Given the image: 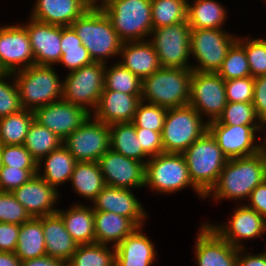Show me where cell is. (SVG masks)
Here are the masks:
<instances>
[{
  "mask_svg": "<svg viewBox=\"0 0 266 266\" xmlns=\"http://www.w3.org/2000/svg\"><path fill=\"white\" fill-rule=\"evenodd\" d=\"M141 101V94L103 89L99 103L91 115L107 125L132 122Z\"/></svg>",
  "mask_w": 266,
  "mask_h": 266,
  "instance_id": "obj_23",
  "label": "cell"
},
{
  "mask_svg": "<svg viewBox=\"0 0 266 266\" xmlns=\"http://www.w3.org/2000/svg\"><path fill=\"white\" fill-rule=\"evenodd\" d=\"M3 166L20 169H37V161L24 145H1Z\"/></svg>",
  "mask_w": 266,
  "mask_h": 266,
  "instance_id": "obj_47",
  "label": "cell"
},
{
  "mask_svg": "<svg viewBox=\"0 0 266 266\" xmlns=\"http://www.w3.org/2000/svg\"><path fill=\"white\" fill-rule=\"evenodd\" d=\"M237 41L244 47L252 77L266 75V37L253 38L238 36Z\"/></svg>",
  "mask_w": 266,
  "mask_h": 266,
  "instance_id": "obj_42",
  "label": "cell"
},
{
  "mask_svg": "<svg viewBox=\"0 0 266 266\" xmlns=\"http://www.w3.org/2000/svg\"><path fill=\"white\" fill-rule=\"evenodd\" d=\"M34 119V111L27 109L0 118V144L23 145Z\"/></svg>",
  "mask_w": 266,
  "mask_h": 266,
  "instance_id": "obj_36",
  "label": "cell"
},
{
  "mask_svg": "<svg viewBox=\"0 0 266 266\" xmlns=\"http://www.w3.org/2000/svg\"><path fill=\"white\" fill-rule=\"evenodd\" d=\"M245 205L266 219V179L252 190Z\"/></svg>",
  "mask_w": 266,
  "mask_h": 266,
  "instance_id": "obj_53",
  "label": "cell"
},
{
  "mask_svg": "<svg viewBox=\"0 0 266 266\" xmlns=\"http://www.w3.org/2000/svg\"><path fill=\"white\" fill-rule=\"evenodd\" d=\"M153 29L187 22L185 0H151Z\"/></svg>",
  "mask_w": 266,
  "mask_h": 266,
  "instance_id": "obj_40",
  "label": "cell"
},
{
  "mask_svg": "<svg viewBox=\"0 0 266 266\" xmlns=\"http://www.w3.org/2000/svg\"><path fill=\"white\" fill-rule=\"evenodd\" d=\"M144 227H137L115 247V266H152L156 262L158 250Z\"/></svg>",
  "mask_w": 266,
  "mask_h": 266,
  "instance_id": "obj_24",
  "label": "cell"
},
{
  "mask_svg": "<svg viewBox=\"0 0 266 266\" xmlns=\"http://www.w3.org/2000/svg\"><path fill=\"white\" fill-rule=\"evenodd\" d=\"M227 102H253L254 77L225 80Z\"/></svg>",
  "mask_w": 266,
  "mask_h": 266,
  "instance_id": "obj_48",
  "label": "cell"
},
{
  "mask_svg": "<svg viewBox=\"0 0 266 266\" xmlns=\"http://www.w3.org/2000/svg\"><path fill=\"white\" fill-rule=\"evenodd\" d=\"M237 266H266V249L259 253H253L248 248H239Z\"/></svg>",
  "mask_w": 266,
  "mask_h": 266,
  "instance_id": "obj_54",
  "label": "cell"
},
{
  "mask_svg": "<svg viewBox=\"0 0 266 266\" xmlns=\"http://www.w3.org/2000/svg\"><path fill=\"white\" fill-rule=\"evenodd\" d=\"M136 136L140 141L143 151L149 157L164 153L161 132H156L148 128H136Z\"/></svg>",
  "mask_w": 266,
  "mask_h": 266,
  "instance_id": "obj_50",
  "label": "cell"
},
{
  "mask_svg": "<svg viewBox=\"0 0 266 266\" xmlns=\"http://www.w3.org/2000/svg\"><path fill=\"white\" fill-rule=\"evenodd\" d=\"M36 173L37 169H20L3 166L0 171V191L12 192L24 183H27Z\"/></svg>",
  "mask_w": 266,
  "mask_h": 266,
  "instance_id": "obj_49",
  "label": "cell"
},
{
  "mask_svg": "<svg viewBox=\"0 0 266 266\" xmlns=\"http://www.w3.org/2000/svg\"><path fill=\"white\" fill-rule=\"evenodd\" d=\"M20 225L0 222V251L14 253L19 237Z\"/></svg>",
  "mask_w": 266,
  "mask_h": 266,
  "instance_id": "obj_52",
  "label": "cell"
},
{
  "mask_svg": "<svg viewBox=\"0 0 266 266\" xmlns=\"http://www.w3.org/2000/svg\"><path fill=\"white\" fill-rule=\"evenodd\" d=\"M77 160L62 144L37 162V175L57 191L70 182ZM60 187V188H58Z\"/></svg>",
  "mask_w": 266,
  "mask_h": 266,
  "instance_id": "obj_28",
  "label": "cell"
},
{
  "mask_svg": "<svg viewBox=\"0 0 266 266\" xmlns=\"http://www.w3.org/2000/svg\"><path fill=\"white\" fill-rule=\"evenodd\" d=\"M115 247L100 243L78 245L66 266H115Z\"/></svg>",
  "mask_w": 266,
  "mask_h": 266,
  "instance_id": "obj_37",
  "label": "cell"
},
{
  "mask_svg": "<svg viewBox=\"0 0 266 266\" xmlns=\"http://www.w3.org/2000/svg\"><path fill=\"white\" fill-rule=\"evenodd\" d=\"M15 255L22 261L47 255L42 217L31 218L20 225Z\"/></svg>",
  "mask_w": 266,
  "mask_h": 266,
  "instance_id": "obj_33",
  "label": "cell"
},
{
  "mask_svg": "<svg viewBox=\"0 0 266 266\" xmlns=\"http://www.w3.org/2000/svg\"><path fill=\"white\" fill-rule=\"evenodd\" d=\"M16 200L27 210L32 218L57 213V204L61 199L60 191L50 186L37 174L12 191Z\"/></svg>",
  "mask_w": 266,
  "mask_h": 266,
  "instance_id": "obj_21",
  "label": "cell"
},
{
  "mask_svg": "<svg viewBox=\"0 0 266 266\" xmlns=\"http://www.w3.org/2000/svg\"><path fill=\"white\" fill-rule=\"evenodd\" d=\"M34 64L26 28L21 23L0 25V72L13 73Z\"/></svg>",
  "mask_w": 266,
  "mask_h": 266,
  "instance_id": "obj_16",
  "label": "cell"
},
{
  "mask_svg": "<svg viewBox=\"0 0 266 266\" xmlns=\"http://www.w3.org/2000/svg\"><path fill=\"white\" fill-rule=\"evenodd\" d=\"M106 64L93 62L67 72L63 78L62 99L84 108L92 114L104 89Z\"/></svg>",
  "mask_w": 266,
  "mask_h": 266,
  "instance_id": "obj_9",
  "label": "cell"
},
{
  "mask_svg": "<svg viewBox=\"0 0 266 266\" xmlns=\"http://www.w3.org/2000/svg\"><path fill=\"white\" fill-rule=\"evenodd\" d=\"M228 13L227 7L217 0L187 2V23L191 29H224Z\"/></svg>",
  "mask_w": 266,
  "mask_h": 266,
  "instance_id": "obj_30",
  "label": "cell"
},
{
  "mask_svg": "<svg viewBox=\"0 0 266 266\" xmlns=\"http://www.w3.org/2000/svg\"><path fill=\"white\" fill-rule=\"evenodd\" d=\"M104 89L125 94H142V80L118 61L106 64Z\"/></svg>",
  "mask_w": 266,
  "mask_h": 266,
  "instance_id": "obj_39",
  "label": "cell"
},
{
  "mask_svg": "<svg viewBox=\"0 0 266 266\" xmlns=\"http://www.w3.org/2000/svg\"><path fill=\"white\" fill-rule=\"evenodd\" d=\"M63 140L35 119L31 124L23 145L38 162L53 150L59 148Z\"/></svg>",
  "mask_w": 266,
  "mask_h": 266,
  "instance_id": "obj_38",
  "label": "cell"
},
{
  "mask_svg": "<svg viewBox=\"0 0 266 266\" xmlns=\"http://www.w3.org/2000/svg\"><path fill=\"white\" fill-rule=\"evenodd\" d=\"M95 243L116 247L137 226L124 216L104 211H94Z\"/></svg>",
  "mask_w": 266,
  "mask_h": 266,
  "instance_id": "obj_31",
  "label": "cell"
},
{
  "mask_svg": "<svg viewBox=\"0 0 266 266\" xmlns=\"http://www.w3.org/2000/svg\"><path fill=\"white\" fill-rule=\"evenodd\" d=\"M21 24L29 35L36 65L55 66L61 58V26L36 21L29 16Z\"/></svg>",
  "mask_w": 266,
  "mask_h": 266,
  "instance_id": "obj_22",
  "label": "cell"
},
{
  "mask_svg": "<svg viewBox=\"0 0 266 266\" xmlns=\"http://www.w3.org/2000/svg\"><path fill=\"white\" fill-rule=\"evenodd\" d=\"M2 167H3V163H2V157H1V144H0V171Z\"/></svg>",
  "mask_w": 266,
  "mask_h": 266,
  "instance_id": "obj_59",
  "label": "cell"
},
{
  "mask_svg": "<svg viewBox=\"0 0 266 266\" xmlns=\"http://www.w3.org/2000/svg\"><path fill=\"white\" fill-rule=\"evenodd\" d=\"M32 217L12 192L0 191V222L22 225Z\"/></svg>",
  "mask_w": 266,
  "mask_h": 266,
  "instance_id": "obj_46",
  "label": "cell"
},
{
  "mask_svg": "<svg viewBox=\"0 0 266 266\" xmlns=\"http://www.w3.org/2000/svg\"><path fill=\"white\" fill-rule=\"evenodd\" d=\"M71 27L88 50L93 62L107 64L112 58L118 61L123 41L100 7H90Z\"/></svg>",
  "mask_w": 266,
  "mask_h": 266,
  "instance_id": "obj_2",
  "label": "cell"
},
{
  "mask_svg": "<svg viewBox=\"0 0 266 266\" xmlns=\"http://www.w3.org/2000/svg\"><path fill=\"white\" fill-rule=\"evenodd\" d=\"M217 121L224 125H263L252 102H227Z\"/></svg>",
  "mask_w": 266,
  "mask_h": 266,
  "instance_id": "obj_43",
  "label": "cell"
},
{
  "mask_svg": "<svg viewBox=\"0 0 266 266\" xmlns=\"http://www.w3.org/2000/svg\"><path fill=\"white\" fill-rule=\"evenodd\" d=\"M167 110L156 104L141 101L132 123L135 128H148L156 132H162Z\"/></svg>",
  "mask_w": 266,
  "mask_h": 266,
  "instance_id": "obj_45",
  "label": "cell"
},
{
  "mask_svg": "<svg viewBox=\"0 0 266 266\" xmlns=\"http://www.w3.org/2000/svg\"><path fill=\"white\" fill-rule=\"evenodd\" d=\"M196 233L194 264L197 266H237L238 249L224 240L206 220Z\"/></svg>",
  "mask_w": 266,
  "mask_h": 266,
  "instance_id": "obj_18",
  "label": "cell"
},
{
  "mask_svg": "<svg viewBox=\"0 0 266 266\" xmlns=\"http://www.w3.org/2000/svg\"><path fill=\"white\" fill-rule=\"evenodd\" d=\"M264 125H224L208 122V131L228 159L247 157L262 151ZM259 133V134H258Z\"/></svg>",
  "mask_w": 266,
  "mask_h": 266,
  "instance_id": "obj_13",
  "label": "cell"
},
{
  "mask_svg": "<svg viewBox=\"0 0 266 266\" xmlns=\"http://www.w3.org/2000/svg\"><path fill=\"white\" fill-rule=\"evenodd\" d=\"M91 7H100L107 0H85Z\"/></svg>",
  "mask_w": 266,
  "mask_h": 266,
  "instance_id": "obj_57",
  "label": "cell"
},
{
  "mask_svg": "<svg viewBox=\"0 0 266 266\" xmlns=\"http://www.w3.org/2000/svg\"><path fill=\"white\" fill-rule=\"evenodd\" d=\"M63 145L77 162H98L110 149L109 125L90 115L78 129L63 140Z\"/></svg>",
  "mask_w": 266,
  "mask_h": 266,
  "instance_id": "obj_14",
  "label": "cell"
},
{
  "mask_svg": "<svg viewBox=\"0 0 266 266\" xmlns=\"http://www.w3.org/2000/svg\"><path fill=\"white\" fill-rule=\"evenodd\" d=\"M188 105L207 123L217 120L227 105L225 80L216 72L192 71Z\"/></svg>",
  "mask_w": 266,
  "mask_h": 266,
  "instance_id": "obj_12",
  "label": "cell"
},
{
  "mask_svg": "<svg viewBox=\"0 0 266 266\" xmlns=\"http://www.w3.org/2000/svg\"><path fill=\"white\" fill-rule=\"evenodd\" d=\"M60 47L62 54L57 66H63L68 72L93 63L88 50L71 26H61Z\"/></svg>",
  "mask_w": 266,
  "mask_h": 266,
  "instance_id": "obj_35",
  "label": "cell"
},
{
  "mask_svg": "<svg viewBox=\"0 0 266 266\" xmlns=\"http://www.w3.org/2000/svg\"><path fill=\"white\" fill-rule=\"evenodd\" d=\"M109 129L110 149L125 157L147 163L150 157L143 151L132 122L114 123L109 125Z\"/></svg>",
  "mask_w": 266,
  "mask_h": 266,
  "instance_id": "obj_34",
  "label": "cell"
},
{
  "mask_svg": "<svg viewBox=\"0 0 266 266\" xmlns=\"http://www.w3.org/2000/svg\"><path fill=\"white\" fill-rule=\"evenodd\" d=\"M21 266H66V262L48 255L21 262Z\"/></svg>",
  "mask_w": 266,
  "mask_h": 266,
  "instance_id": "obj_55",
  "label": "cell"
},
{
  "mask_svg": "<svg viewBox=\"0 0 266 266\" xmlns=\"http://www.w3.org/2000/svg\"><path fill=\"white\" fill-rule=\"evenodd\" d=\"M182 154L192 183L206 196L216 185L228 158L208 130Z\"/></svg>",
  "mask_w": 266,
  "mask_h": 266,
  "instance_id": "obj_6",
  "label": "cell"
},
{
  "mask_svg": "<svg viewBox=\"0 0 266 266\" xmlns=\"http://www.w3.org/2000/svg\"><path fill=\"white\" fill-rule=\"evenodd\" d=\"M105 184L124 189L144 188L145 164L109 149L98 160Z\"/></svg>",
  "mask_w": 266,
  "mask_h": 266,
  "instance_id": "obj_17",
  "label": "cell"
},
{
  "mask_svg": "<svg viewBox=\"0 0 266 266\" xmlns=\"http://www.w3.org/2000/svg\"><path fill=\"white\" fill-rule=\"evenodd\" d=\"M118 62L141 80L161 68L158 55L149 40L123 42Z\"/></svg>",
  "mask_w": 266,
  "mask_h": 266,
  "instance_id": "obj_26",
  "label": "cell"
},
{
  "mask_svg": "<svg viewBox=\"0 0 266 266\" xmlns=\"http://www.w3.org/2000/svg\"><path fill=\"white\" fill-rule=\"evenodd\" d=\"M237 37L225 29H191L190 48L191 58L194 59L191 69L217 72Z\"/></svg>",
  "mask_w": 266,
  "mask_h": 266,
  "instance_id": "obj_10",
  "label": "cell"
},
{
  "mask_svg": "<svg viewBox=\"0 0 266 266\" xmlns=\"http://www.w3.org/2000/svg\"><path fill=\"white\" fill-rule=\"evenodd\" d=\"M216 73L224 80L251 76L245 49L237 40L229 48L226 58Z\"/></svg>",
  "mask_w": 266,
  "mask_h": 266,
  "instance_id": "obj_41",
  "label": "cell"
},
{
  "mask_svg": "<svg viewBox=\"0 0 266 266\" xmlns=\"http://www.w3.org/2000/svg\"><path fill=\"white\" fill-rule=\"evenodd\" d=\"M100 8L123 42L150 38L153 30L151 0H107Z\"/></svg>",
  "mask_w": 266,
  "mask_h": 266,
  "instance_id": "obj_7",
  "label": "cell"
},
{
  "mask_svg": "<svg viewBox=\"0 0 266 266\" xmlns=\"http://www.w3.org/2000/svg\"><path fill=\"white\" fill-rule=\"evenodd\" d=\"M72 202L65 210L58 207L57 213L61 216L66 230L77 245L95 243L94 210L91 205Z\"/></svg>",
  "mask_w": 266,
  "mask_h": 266,
  "instance_id": "obj_27",
  "label": "cell"
},
{
  "mask_svg": "<svg viewBox=\"0 0 266 266\" xmlns=\"http://www.w3.org/2000/svg\"><path fill=\"white\" fill-rule=\"evenodd\" d=\"M208 130V123L190 105L167 110L161 132L164 153L182 154Z\"/></svg>",
  "mask_w": 266,
  "mask_h": 266,
  "instance_id": "obj_8",
  "label": "cell"
},
{
  "mask_svg": "<svg viewBox=\"0 0 266 266\" xmlns=\"http://www.w3.org/2000/svg\"><path fill=\"white\" fill-rule=\"evenodd\" d=\"M55 66L32 65L13 72L24 109H36L62 99L63 78Z\"/></svg>",
  "mask_w": 266,
  "mask_h": 266,
  "instance_id": "obj_4",
  "label": "cell"
},
{
  "mask_svg": "<svg viewBox=\"0 0 266 266\" xmlns=\"http://www.w3.org/2000/svg\"><path fill=\"white\" fill-rule=\"evenodd\" d=\"M91 114L63 99L34 111L35 120L64 140L78 129Z\"/></svg>",
  "mask_w": 266,
  "mask_h": 266,
  "instance_id": "obj_20",
  "label": "cell"
},
{
  "mask_svg": "<svg viewBox=\"0 0 266 266\" xmlns=\"http://www.w3.org/2000/svg\"><path fill=\"white\" fill-rule=\"evenodd\" d=\"M253 105L261 123L266 126V75L254 78Z\"/></svg>",
  "mask_w": 266,
  "mask_h": 266,
  "instance_id": "obj_51",
  "label": "cell"
},
{
  "mask_svg": "<svg viewBox=\"0 0 266 266\" xmlns=\"http://www.w3.org/2000/svg\"><path fill=\"white\" fill-rule=\"evenodd\" d=\"M23 109L13 73L0 72V118Z\"/></svg>",
  "mask_w": 266,
  "mask_h": 266,
  "instance_id": "obj_44",
  "label": "cell"
},
{
  "mask_svg": "<svg viewBox=\"0 0 266 266\" xmlns=\"http://www.w3.org/2000/svg\"><path fill=\"white\" fill-rule=\"evenodd\" d=\"M0 266H21V260L15 253L0 251Z\"/></svg>",
  "mask_w": 266,
  "mask_h": 266,
  "instance_id": "obj_56",
  "label": "cell"
},
{
  "mask_svg": "<svg viewBox=\"0 0 266 266\" xmlns=\"http://www.w3.org/2000/svg\"><path fill=\"white\" fill-rule=\"evenodd\" d=\"M69 183L75 194L90 203L106 186L98 162H77Z\"/></svg>",
  "mask_w": 266,
  "mask_h": 266,
  "instance_id": "obj_32",
  "label": "cell"
},
{
  "mask_svg": "<svg viewBox=\"0 0 266 266\" xmlns=\"http://www.w3.org/2000/svg\"><path fill=\"white\" fill-rule=\"evenodd\" d=\"M29 17L46 24L71 26L91 6L85 0H35Z\"/></svg>",
  "mask_w": 266,
  "mask_h": 266,
  "instance_id": "obj_25",
  "label": "cell"
},
{
  "mask_svg": "<svg viewBox=\"0 0 266 266\" xmlns=\"http://www.w3.org/2000/svg\"><path fill=\"white\" fill-rule=\"evenodd\" d=\"M265 179L266 155L263 150L251 156L228 159L205 200L212 199L214 203L228 200L239 205L243 202L245 204L252 190Z\"/></svg>",
  "mask_w": 266,
  "mask_h": 266,
  "instance_id": "obj_1",
  "label": "cell"
},
{
  "mask_svg": "<svg viewBox=\"0 0 266 266\" xmlns=\"http://www.w3.org/2000/svg\"><path fill=\"white\" fill-rule=\"evenodd\" d=\"M42 229L47 255L67 262L78 245L66 230L61 216L58 213L43 216Z\"/></svg>",
  "mask_w": 266,
  "mask_h": 266,
  "instance_id": "obj_29",
  "label": "cell"
},
{
  "mask_svg": "<svg viewBox=\"0 0 266 266\" xmlns=\"http://www.w3.org/2000/svg\"><path fill=\"white\" fill-rule=\"evenodd\" d=\"M192 71V69L161 67L142 80V101L166 109L188 105Z\"/></svg>",
  "mask_w": 266,
  "mask_h": 266,
  "instance_id": "obj_5",
  "label": "cell"
},
{
  "mask_svg": "<svg viewBox=\"0 0 266 266\" xmlns=\"http://www.w3.org/2000/svg\"><path fill=\"white\" fill-rule=\"evenodd\" d=\"M188 187L196 192L198 198L205 200V195L192 183L183 154L162 153L150 157L145 164L144 189L164 196Z\"/></svg>",
  "mask_w": 266,
  "mask_h": 266,
  "instance_id": "obj_3",
  "label": "cell"
},
{
  "mask_svg": "<svg viewBox=\"0 0 266 266\" xmlns=\"http://www.w3.org/2000/svg\"><path fill=\"white\" fill-rule=\"evenodd\" d=\"M190 33L191 28L187 22L151 31L148 40L158 55L161 67L192 68Z\"/></svg>",
  "mask_w": 266,
  "mask_h": 266,
  "instance_id": "obj_11",
  "label": "cell"
},
{
  "mask_svg": "<svg viewBox=\"0 0 266 266\" xmlns=\"http://www.w3.org/2000/svg\"><path fill=\"white\" fill-rule=\"evenodd\" d=\"M133 191L106 185L91 202L92 208L129 218L137 227L146 226L148 211Z\"/></svg>",
  "mask_w": 266,
  "mask_h": 266,
  "instance_id": "obj_19",
  "label": "cell"
},
{
  "mask_svg": "<svg viewBox=\"0 0 266 266\" xmlns=\"http://www.w3.org/2000/svg\"><path fill=\"white\" fill-rule=\"evenodd\" d=\"M262 136H263L262 150L264 151L266 155V126H265Z\"/></svg>",
  "mask_w": 266,
  "mask_h": 266,
  "instance_id": "obj_58",
  "label": "cell"
},
{
  "mask_svg": "<svg viewBox=\"0 0 266 266\" xmlns=\"http://www.w3.org/2000/svg\"><path fill=\"white\" fill-rule=\"evenodd\" d=\"M236 208L224 222L206 221L224 240L236 248H246L247 241L266 236V219L244 203ZM265 234V235H264ZM264 235V236H263ZM246 243V244H244Z\"/></svg>",
  "mask_w": 266,
  "mask_h": 266,
  "instance_id": "obj_15",
  "label": "cell"
}]
</instances>
